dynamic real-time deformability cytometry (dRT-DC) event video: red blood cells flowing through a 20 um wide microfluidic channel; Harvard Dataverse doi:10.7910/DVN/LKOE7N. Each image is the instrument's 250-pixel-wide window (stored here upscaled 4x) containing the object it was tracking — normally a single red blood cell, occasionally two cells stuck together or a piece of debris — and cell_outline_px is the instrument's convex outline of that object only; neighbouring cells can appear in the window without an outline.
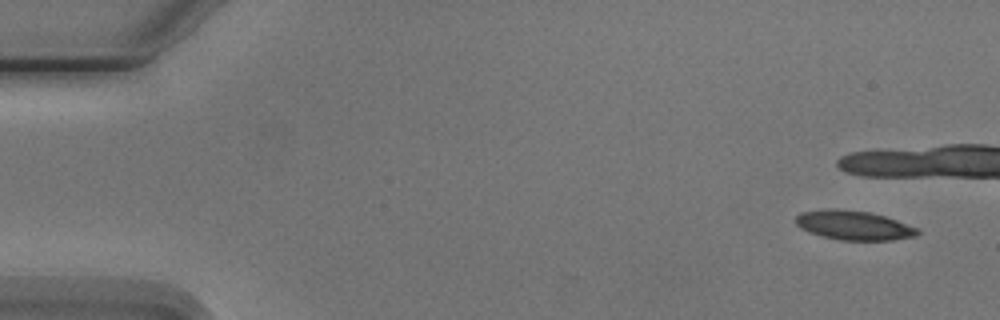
{"species": "Egyptian fruit bat (a non-hibernating species)", "species_latin": "Rousettus aegyptiacus", "temperature_condition": "cold", "stored_images_in_passage": 3, "camera_frame_rate_fps": 3000, "um_per_image_px": 0.085, "animal": {"sex": "male"}, "frame": {"image": 1, "passage_image": 1, "time_ms": 0.0, "image_size_px": [1000, 320], "cell_outline_px": [[920, 232], [916, 236], [892, 240], [840, 240], [820, 236], [808, 232], [800, 228], [796, 224], [796, 216], [800, 212], [824, 208], [836, 208], [868, 212], [884, 216], [920, 228]], "centroid_in_image_um": [72.55, 19.15], "position_along_channel_um": 12.5, "area_um2": 21.04}}